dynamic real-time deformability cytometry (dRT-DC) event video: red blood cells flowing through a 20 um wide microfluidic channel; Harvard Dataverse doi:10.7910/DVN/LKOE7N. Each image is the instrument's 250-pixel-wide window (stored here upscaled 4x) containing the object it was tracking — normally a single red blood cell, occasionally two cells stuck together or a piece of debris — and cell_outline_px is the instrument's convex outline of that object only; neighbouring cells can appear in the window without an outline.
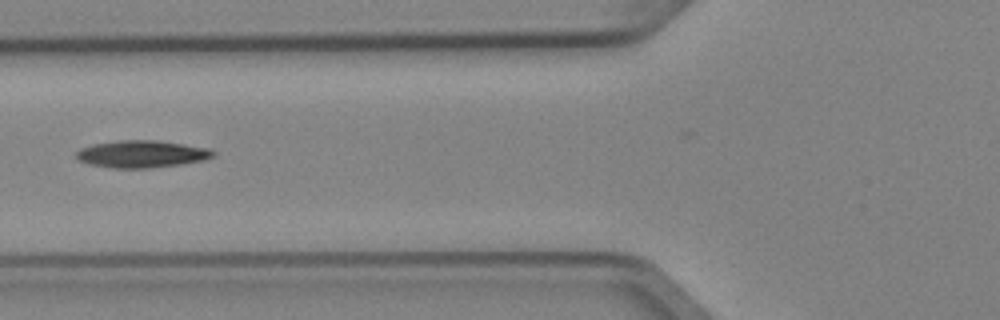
{"species": "Egyptian fruit bat (a non-hibernating species)", "species_latin": "Rousettus aegyptiacus", "temperature_condition": "cold", "stored_images_in_passage": 3, "camera_frame_rate_fps": 3000, "um_per_image_px": 0.085, "animal": {"sex": "female"}, "frame": {"image": 1, "passage_image": 3, "time_ms": 0.667, "image_size_px": [1000, 320], "cell_outline_px": [[216, 152], [212, 156], [204, 160], [180, 164], [148, 168], [112, 168], [88, 164], [80, 160], [76, 156], [76, 152], [80, 148], [92, 144], [120, 140], [156, 140], [212, 148]], "centroid_in_image_um": [12.05, 13.08], "position_along_channel_um": 113.7, "area_um2": 21.73}}